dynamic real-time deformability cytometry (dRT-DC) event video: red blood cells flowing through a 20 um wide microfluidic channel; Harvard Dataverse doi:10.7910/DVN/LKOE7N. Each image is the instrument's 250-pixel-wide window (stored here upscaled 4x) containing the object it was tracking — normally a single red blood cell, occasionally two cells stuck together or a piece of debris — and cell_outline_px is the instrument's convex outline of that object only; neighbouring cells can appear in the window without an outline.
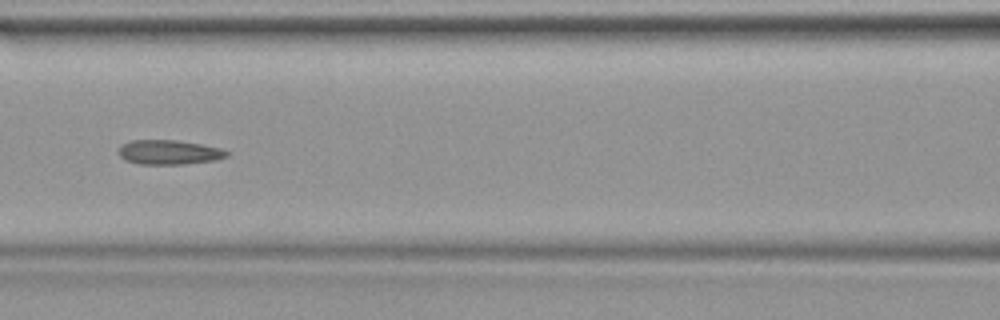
{"species": "common noctule bat (a hibernating species)", "species_latin": "Nyctalus noctula", "temperature_condition": "warm", "stored_images_in_passage": 41, "camera_frame_rate_fps": 3000, "um_per_image_px": 0.085, "animal": {"sex": "female", "body_mass_g": 19.9}, "frame": {"image": 1, "passage_image": 18, "time_ms": 5.667, "image_size_px": [1000, 320], "cell_outline_px": [[228, 156], [216, 160], [180, 164], [140, 164], [124, 160], [116, 152], [124, 144], [132, 140], [176, 140], [224, 148], [228, 152]], "centroid_in_image_um": [14.37, 12.94], "position_along_channel_um": 152.2, "area_um2": 15.43}}